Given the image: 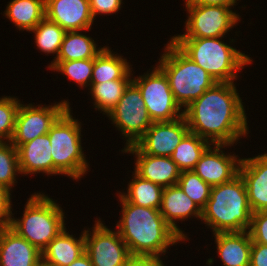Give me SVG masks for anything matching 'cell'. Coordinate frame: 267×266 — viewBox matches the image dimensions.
<instances>
[{"mask_svg":"<svg viewBox=\"0 0 267 266\" xmlns=\"http://www.w3.org/2000/svg\"><path fill=\"white\" fill-rule=\"evenodd\" d=\"M234 82H217L183 110L189 131L211 144H236L249 134L245 106Z\"/></svg>","mask_w":267,"mask_h":266,"instance_id":"obj_1","label":"cell"},{"mask_svg":"<svg viewBox=\"0 0 267 266\" xmlns=\"http://www.w3.org/2000/svg\"><path fill=\"white\" fill-rule=\"evenodd\" d=\"M117 195L122 205V215L117 221L116 230L132 256L165 257L170 246L184 242L166 223L159 209L137 206L119 193Z\"/></svg>","mask_w":267,"mask_h":266,"instance_id":"obj_2","label":"cell"},{"mask_svg":"<svg viewBox=\"0 0 267 266\" xmlns=\"http://www.w3.org/2000/svg\"><path fill=\"white\" fill-rule=\"evenodd\" d=\"M252 214L244 180L239 174L230 182L212 187L201 221L213 234L241 232L250 227Z\"/></svg>","mask_w":267,"mask_h":266,"instance_id":"obj_3","label":"cell"},{"mask_svg":"<svg viewBox=\"0 0 267 266\" xmlns=\"http://www.w3.org/2000/svg\"><path fill=\"white\" fill-rule=\"evenodd\" d=\"M224 37L170 39L186 56L206 70L216 82H234L238 71L253 62L252 58L224 43ZM242 69V70H241Z\"/></svg>","mask_w":267,"mask_h":266,"instance_id":"obj_4","label":"cell"},{"mask_svg":"<svg viewBox=\"0 0 267 266\" xmlns=\"http://www.w3.org/2000/svg\"><path fill=\"white\" fill-rule=\"evenodd\" d=\"M165 46L157 66L167 76L176 103L185 109L217 82L171 40Z\"/></svg>","mask_w":267,"mask_h":266,"instance_id":"obj_5","label":"cell"},{"mask_svg":"<svg viewBox=\"0 0 267 266\" xmlns=\"http://www.w3.org/2000/svg\"><path fill=\"white\" fill-rule=\"evenodd\" d=\"M22 218H11L9 227L41 252L66 227L65 212L48 194L35 192L24 207Z\"/></svg>","mask_w":267,"mask_h":266,"instance_id":"obj_6","label":"cell"},{"mask_svg":"<svg viewBox=\"0 0 267 266\" xmlns=\"http://www.w3.org/2000/svg\"><path fill=\"white\" fill-rule=\"evenodd\" d=\"M69 107L47 133L53 158V175H64L79 180L89 172V163L82 148V124L72 116Z\"/></svg>","mask_w":267,"mask_h":266,"instance_id":"obj_7","label":"cell"},{"mask_svg":"<svg viewBox=\"0 0 267 266\" xmlns=\"http://www.w3.org/2000/svg\"><path fill=\"white\" fill-rule=\"evenodd\" d=\"M187 20L184 34L174 35L170 39H197L226 37L238 22L240 15L229 6L221 5H185Z\"/></svg>","mask_w":267,"mask_h":266,"instance_id":"obj_8","label":"cell"},{"mask_svg":"<svg viewBox=\"0 0 267 266\" xmlns=\"http://www.w3.org/2000/svg\"><path fill=\"white\" fill-rule=\"evenodd\" d=\"M146 74L132 76L141 91L149 117L153 122H171L183 117V109L176 103L165 73L154 66Z\"/></svg>","mask_w":267,"mask_h":266,"instance_id":"obj_9","label":"cell"},{"mask_svg":"<svg viewBox=\"0 0 267 266\" xmlns=\"http://www.w3.org/2000/svg\"><path fill=\"white\" fill-rule=\"evenodd\" d=\"M125 138V147L134 145L152 125L141 91L131 82L116 106L106 115Z\"/></svg>","mask_w":267,"mask_h":266,"instance_id":"obj_10","label":"cell"},{"mask_svg":"<svg viewBox=\"0 0 267 266\" xmlns=\"http://www.w3.org/2000/svg\"><path fill=\"white\" fill-rule=\"evenodd\" d=\"M91 228L84 230L85 253L92 266H125L132 257L128 246L118 231L108 228L100 218H96Z\"/></svg>","mask_w":267,"mask_h":266,"instance_id":"obj_11","label":"cell"},{"mask_svg":"<svg viewBox=\"0 0 267 266\" xmlns=\"http://www.w3.org/2000/svg\"><path fill=\"white\" fill-rule=\"evenodd\" d=\"M70 107L68 100L44 106L20 104L11 143L18 148L38 136L47 134L57 119Z\"/></svg>","mask_w":267,"mask_h":266,"instance_id":"obj_12","label":"cell"},{"mask_svg":"<svg viewBox=\"0 0 267 266\" xmlns=\"http://www.w3.org/2000/svg\"><path fill=\"white\" fill-rule=\"evenodd\" d=\"M227 146L231 147L233 145L211 144L201 155L200 160L193 169L211 187L230 182L239 175L242 158L236 153L227 154L222 150L226 149Z\"/></svg>","mask_w":267,"mask_h":266,"instance_id":"obj_13","label":"cell"},{"mask_svg":"<svg viewBox=\"0 0 267 266\" xmlns=\"http://www.w3.org/2000/svg\"><path fill=\"white\" fill-rule=\"evenodd\" d=\"M188 132L184 116L171 122H153L135 145L147 155L171 157Z\"/></svg>","mask_w":267,"mask_h":266,"instance_id":"obj_14","label":"cell"},{"mask_svg":"<svg viewBox=\"0 0 267 266\" xmlns=\"http://www.w3.org/2000/svg\"><path fill=\"white\" fill-rule=\"evenodd\" d=\"M121 152L135 155L134 172L141 178L163 188L177 185L181 170L171 157L147 155L135 144L124 147Z\"/></svg>","mask_w":267,"mask_h":266,"instance_id":"obj_15","label":"cell"},{"mask_svg":"<svg viewBox=\"0 0 267 266\" xmlns=\"http://www.w3.org/2000/svg\"><path fill=\"white\" fill-rule=\"evenodd\" d=\"M45 17L67 31H88L94 24L89 0H45Z\"/></svg>","mask_w":267,"mask_h":266,"instance_id":"obj_16","label":"cell"},{"mask_svg":"<svg viewBox=\"0 0 267 266\" xmlns=\"http://www.w3.org/2000/svg\"><path fill=\"white\" fill-rule=\"evenodd\" d=\"M239 174L244 180L252 212L267 210V152L242 158Z\"/></svg>","mask_w":267,"mask_h":266,"instance_id":"obj_17","label":"cell"},{"mask_svg":"<svg viewBox=\"0 0 267 266\" xmlns=\"http://www.w3.org/2000/svg\"><path fill=\"white\" fill-rule=\"evenodd\" d=\"M160 213L166 223L185 241L189 238L176 224L188 218L202 219V210L190 199L178 185L165 187L162 192ZM185 233V234H184Z\"/></svg>","mask_w":267,"mask_h":266,"instance_id":"obj_18","label":"cell"},{"mask_svg":"<svg viewBox=\"0 0 267 266\" xmlns=\"http://www.w3.org/2000/svg\"><path fill=\"white\" fill-rule=\"evenodd\" d=\"M42 252L9 226L0 228V266H37Z\"/></svg>","mask_w":267,"mask_h":266,"instance_id":"obj_19","label":"cell"},{"mask_svg":"<svg viewBox=\"0 0 267 266\" xmlns=\"http://www.w3.org/2000/svg\"><path fill=\"white\" fill-rule=\"evenodd\" d=\"M17 151L21 175L45 173L47 176H53V158L48 134L20 145Z\"/></svg>","mask_w":267,"mask_h":266,"instance_id":"obj_20","label":"cell"},{"mask_svg":"<svg viewBox=\"0 0 267 266\" xmlns=\"http://www.w3.org/2000/svg\"><path fill=\"white\" fill-rule=\"evenodd\" d=\"M223 266H250L252 240L247 230L213 234Z\"/></svg>","mask_w":267,"mask_h":266,"instance_id":"obj_21","label":"cell"},{"mask_svg":"<svg viewBox=\"0 0 267 266\" xmlns=\"http://www.w3.org/2000/svg\"><path fill=\"white\" fill-rule=\"evenodd\" d=\"M65 227L42 251V261L50 266H69L85 253V238L70 235Z\"/></svg>","mask_w":267,"mask_h":266,"instance_id":"obj_22","label":"cell"},{"mask_svg":"<svg viewBox=\"0 0 267 266\" xmlns=\"http://www.w3.org/2000/svg\"><path fill=\"white\" fill-rule=\"evenodd\" d=\"M132 65L122 54L105 46L94 58L91 83H102L119 79H132Z\"/></svg>","mask_w":267,"mask_h":266,"instance_id":"obj_23","label":"cell"},{"mask_svg":"<svg viewBox=\"0 0 267 266\" xmlns=\"http://www.w3.org/2000/svg\"><path fill=\"white\" fill-rule=\"evenodd\" d=\"M4 15L19 31L30 32L45 18V0H11Z\"/></svg>","mask_w":267,"mask_h":266,"instance_id":"obj_24","label":"cell"},{"mask_svg":"<svg viewBox=\"0 0 267 266\" xmlns=\"http://www.w3.org/2000/svg\"><path fill=\"white\" fill-rule=\"evenodd\" d=\"M96 41L80 31H67L55 61H72L95 58L105 47H97Z\"/></svg>","mask_w":267,"mask_h":266,"instance_id":"obj_25","label":"cell"},{"mask_svg":"<svg viewBox=\"0 0 267 266\" xmlns=\"http://www.w3.org/2000/svg\"><path fill=\"white\" fill-rule=\"evenodd\" d=\"M132 180L129 181L126 192L119 194L128 202L142 207L160 209L163 187L151 181L141 178L132 172Z\"/></svg>","mask_w":267,"mask_h":266,"instance_id":"obj_26","label":"cell"},{"mask_svg":"<svg viewBox=\"0 0 267 266\" xmlns=\"http://www.w3.org/2000/svg\"><path fill=\"white\" fill-rule=\"evenodd\" d=\"M210 145L208 140L189 131L176 146L171 159L181 171L193 170L201 155Z\"/></svg>","mask_w":267,"mask_h":266,"instance_id":"obj_27","label":"cell"},{"mask_svg":"<svg viewBox=\"0 0 267 266\" xmlns=\"http://www.w3.org/2000/svg\"><path fill=\"white\" fill-rule=\"evenodd\" d=\"M132 82V79H119L102 83H91L88 88L91 94L94 109L103 115H107L119 102L123 96L124 90Z\"/></svg>","mask_w":267,"mask_h":266,"instance_id":"obj_28","label":"cell"},{"mask_svg":"<svg viewBox=\"0 0 267 266\" xmlns=\"http://www.w3.org/2000/svg\"><path fill=\"white\" fill-rule=\"evenodd\" d=\"M34 33L36 47L40 52L55 54L54 62L60 51V47L66 31L57 23L50 21L46 17L30 33Z\"/></svg>","mask_w":267,"mask_h":266,"instance_id":"obj_29","label":"cell"},{"mask_svg":"<svg viewBox=\"0 0 267 266\" xmlns=\"http://www.w3.org/2000/svg\"><path fill=\"white\" fill-rule=\"evenodd\" d=\"M94 58L78 59L72 61H54L47 68L51 71L59 72L70 80H73L78 87L91 86Z\"/></svg>","mask_w":267,"mask_h":266,"instance_id":"obj_30","label":"cell"},{"mask_svg":"<svg viewBox=\"0 0 267 266\" xmlns=\"http://www.w3.org/2000/svg\"><path fill=\"white\" fill-rule=\"evenodd\" d=\"M177 185L201 210L206 207L212 187L203 181L193 170L181 171Z\"/></svg>","mask_w":267,"mask_h":266,"instance_id":"obj_31","label":"cell"},{"mask_svg":"<svg viewBox=\"0 0 267 266\" xmlns=\"http://www.w3.org/2000/svg\"><path fill=\"white\" fill-rule=\"evenodd\" d=\"M20 173L17 148L11 142H0V185L12 191Z\"/></svg>","mask_w":267,"mask_h":266,"instance_id":"obj_32","label":"cell"},{"mask_svg":"<svg viewBox=\"0 0 267 266\" xmlns=\"http://www.w3.org/2000/svg\"><path fill=\"white\" fill-rule=\"evenodd\" d=\"M21 101L14 96L0 97V142H10Z\"/></svg>","mask_w":267,"mask_h":266,"instance_id":"obj_33","label":"cell"},{"mask_svg":"<svg viewBox=\"0 0 267 266\" xmlns=\"http://www.w3.org/2000/svg\"><path fill=\"white\" fill-rule=\"evenodd\" d=\"M247 231L253 242L267 245V210L252 214L251 224Z\"/></svg>","mask_w":267,"mask_h":266,"instance_id":"obj_34","label":"cell"},{"mask_svg":"<svg viewBox=\"0 0 267 266\" xmlns=\"http://www.w3.org/2000/svg\"><path fill=\"white\" fill-rule=\"evenodd\" d=\"M11 196V190L0 185V228L8 227L14 215Z\"/></svg>","mask_w":267,"mask_h":266,"instance_id":"obj_35","label":"cell"},{"mask_svg":"<svg viewBox=\"0 0 267 266\" xmlns=\"http://www.w3.org/2000/svg\"><path fill=\"white\" fill-rule=\"evenodd\" d=\"M123 0H89L90 10L94 20L97 15H112L121 10Z\"/></svg>","mask_w":267,"mask_h":266,"instance_id":"obj_36","label":"cell"},{"mask_svg":"<svg viewBox=\"0 0 267 266\" xmlns=\"http://www.w3.org/2000/svg\"><path fill=\"white\" fill-rule=\"evenodd\" d=\"M250 266H267V245L252 241Z\"/></svg>","mask_w":267,"mask_h":266,"instance_id":"obj_37","label":"cell"},{"mask_svg":"<svg viewBox=\"0 0 267 266\" xmlns=\"http://www.w3.org/2000/svg\"><path fill=\"white\" fill-rule=\"evenodd\" d=\"M162 257L132 256L125 266H166Z\"/></svg>","mask_w":267,"mask_h":266,"instance_id":"obj_38","label":"cell"},{"mask_svg":"<svg viewBox=\"0 0 267 266\" xmlns=\"http://www.w3.org/2000/svg\"><path fill=\"white\" fill-rule=\"evenodd\" d=\"M185 5H221V6H236L239 0H184ZM236 3V4H235Z\"/></svg>","mask_w":267,"mask_h":266,"instance_id":"obj_39","label":"cell"},{"mask_svg":"<svg viewBox=\"0 0 267 266\" xmlns=\"http://www.w3.org/2000/svg\"><path fill=\"white\" fill-rule=\"evenodd\" d=\"M69 266H92V262L88 255L84 253Z\"/></svg>","mask_w":267,"mask_h":266,"instance_id":"obj_40","label":"cell"},{"mask_svg":"<svg viewBox=\"0 0 267 266\" xmlns=\"http://www.w3.org/2000/svg\"><path fill=\"white\" fill-rule=\"evenodd\" d=\"M37 266H50V265L45 264L43 261H41Z\"/></svg>","mask_w":267,"mask_h":266,"instance_id":"obj_41","label":"cell"}]
</instances>
